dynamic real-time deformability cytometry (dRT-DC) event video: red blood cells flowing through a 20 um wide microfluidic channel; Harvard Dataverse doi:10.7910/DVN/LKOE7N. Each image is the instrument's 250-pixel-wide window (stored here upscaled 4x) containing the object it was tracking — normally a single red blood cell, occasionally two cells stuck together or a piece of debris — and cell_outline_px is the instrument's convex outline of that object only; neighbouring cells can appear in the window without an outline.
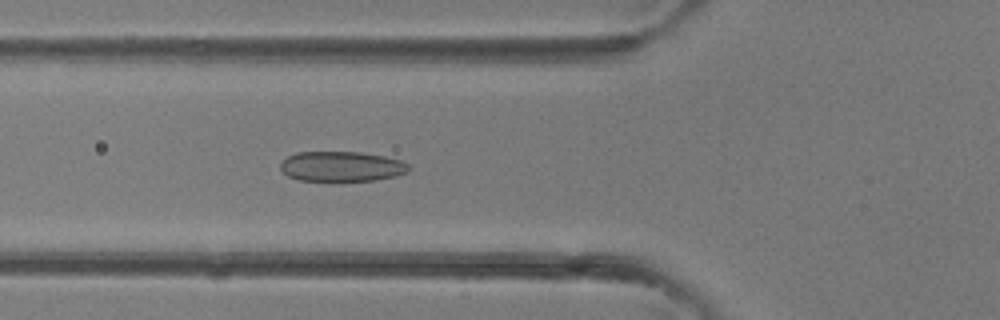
{"species": "common noctule bat (a hibernating species)", "species_latin": "Nyctalus noctula", "temperature_condition": "room temperature", "stored_images_in_passage": 38, "camera_frame_rate_fps": 3000, "um_per_image_px": 0.085, "animal": {"sex": "female"}, "frame": {"image": 1, "passage_image": 14, "time_ms": 4.333, "image_size_px": [1000, 320], "cell_outline_px": [[412, 168], [408, 172], [396, 176], [376, 180], [300, 180], [288, 176], [280, 168], [280, 164], [288, 156], [296, 152], [360, 152], [384, 156], [400, 160], [408, 164]], "centroid_in_image_um": [29.07, 14.14], "position_along_channel_um": 96.7, "area_um2": 22.37}}
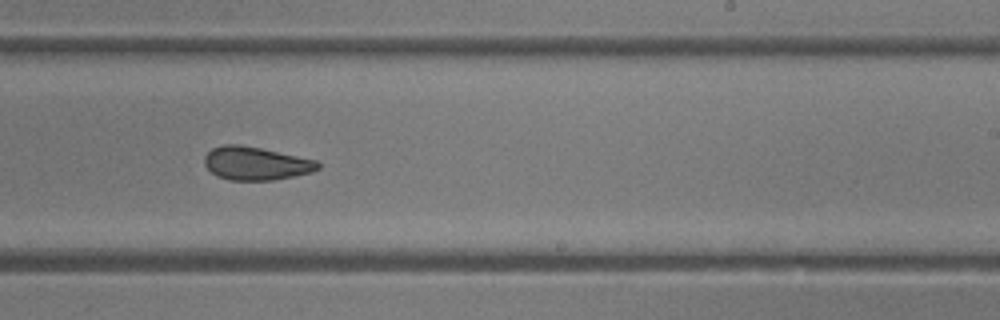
{"frame": {"image": 2, "passage_image": 24, "time_ms": 7.667, "image_size_px": [1000, 320], "cell_outline_px": [[320, 168], [312, 172], [272, 180], [232, 180], [216, 176], [204, 164], [204, 156], [212, 148], [224, 144], [240, 144], [260, 148], [316, 160], [320, 164]], "centroid_in_image_um": [21.73, 13.88], "position_along_channel_um": 267.3, "area_um2": 21.85}}
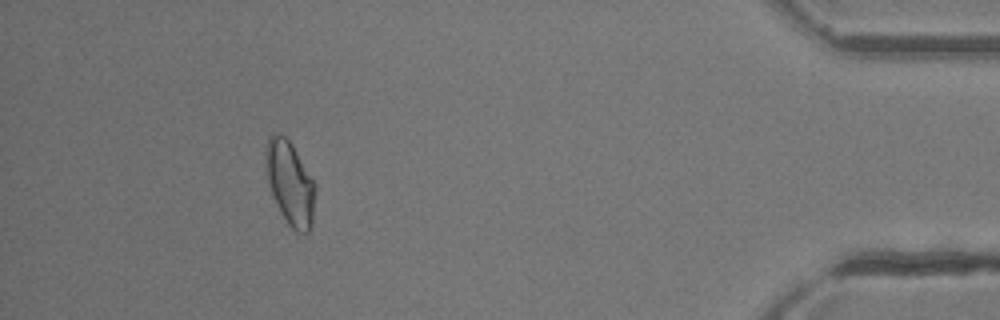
{"frame": {"image": 3, "passage_image": 36, "time_ms": 11.667, "image_size_px": [1000, 320], "cell_outline_px": [[316, 188], [312, 228], [308, 232], [296, 232], [288, 224], [280, 212], [272, 196], [268, 180], [264, 156], [268, 136], [272, 132], [276, 132], [284, 136], [292, 144], [316, 184]], "centroid_in_image_um": [24.66, 15.56], "position_along_channel_um": 410.5, "area_um2": 24.45}}